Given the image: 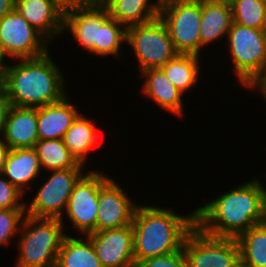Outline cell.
<instances>
[{"mask_svg":"<svg viewBox=\"0 0 266 267\" xmlns=\"http://www.w3.org/2000/svg\"><path fill=\"white\" fill-rule=\"evenodd\" d=\"M41 171L43 168L47 172L70 169L85 168L84 164L79 163L70 153L63 139L39 140L35 145Z\"/></svg>","mask_w":266,"mask_h":267,"instance_id":"obj_25","label":"cell"},{"mask_svg":"<svg viewBox=\"0 0 266 267\" xmlns=\"http://www.w3.org/2000/svg\"><path fill=\"white\" fill-rule=\"evenodd\" d=\"M84 237L66 234L55 267H102L90 237Z\"/></svg>","mask_w":266,"mask_h":267,"instance_id":"obj_23","label":"cell"},{"mask_svg":"<svg viewBox=\"0 0 266 267\" xmlns=\"http://www.w3.org/2000/svg\"><path fill=\"white\" fill-rule=\"evenodd\" d=\"M196 225V210L182 216L166 207L138 204L133 215L136 267L148 258L181 250Z\"/></svg>","mask_w":266,"mask_h":267,"instance_id":"obj_3","label":"cell"},{"mask_svg":"<svg viewBox=\"0 0 266 267\" xmlns=\"http://www.w3.org/2000/svg\"><path fill=\"white\" fill-rule=\"evenodd\" d=\"M0 59H5L4 56H3V53L1 51V49H0Z\"/></svg>","mask_w":266,"mask_h":267,"instance_id":"obj_40","label":"cell"},{"mask_svg":"<svg viewBox=\"0 0 266 267\" xmlns=\"http://www.w3.org/2000/svg\"><path fill=\"white\" fill-rule=\"evenodd\" d=\"M15 0H0V20L14 9Z\"/></svg>","mask_w":266,"mask_h":267,"instance_id":"obj_36","label":"cell"},{"mask_svg":"<svg viewBox=\"0 0 266 267\" xmlns=\"http://www.w3.org/2000/svg\"><path fill=\"white\" fill-rule=\"evenodd\" d=\"M110 17L100 0L64 11L63 32H71L78 45L95 56V45H100L101 25Z\"/></svg>","mask_w":266,"mask_h":267,"instance_id":"obj_12","label":"cell"},{"mask_svg":"<svg viewBox=\"0 0 266 267\" xmlns=\"http://www.w3.org/2000/svg\"><path fill=\"white\" fill-rule=\"evenodd\" d=\"M137 267H187L184 249L143 260Z\"/></svg>","mask_w":266,"mask_h":267,"instance_id":"obj_31","label":"cell"},{"mask_svg":"<svg viewBox=\"0 0 266 267\" xmlns=\"http://www.w3.org/2000/svg\"><path fill=\"white\" fill-rule=\"evenodd\" d=\"M49 54L5 64L4 92L12 106L38 108L68 95L63 72Z\"/></svg>","mask_w":266,"mask_h":267,"instance_id":"obj_2","label":"cell"},{"mask_svg":"<svg viewBox=\"0 0 266 267\" xmlns=\"http://www.w3.org/2000/svg\"><path fill=\"white\" fill-rule=\"evenodd\" d=\"M145 76L142 93L172 115L183 116V93L167 78L161 68H150L140 72Z\"/></svg>","mask_w":266,"mask_h":267,"instance_id":"obj_18","label":"cell"},{"mask_svg":"<svg viewBox=\"0 0 266 267\" xmlns=\"http://www.w3.org/2000/svg\"><path fill=\"white\" fill-rule=\"evenodd\" d=\"M199 57L193 54H178L161 67L167 78L183 94L187 93L189 89L191 90L198 82L201 74L199 62L202 63Z\"/></svg>","mask_w":266,"mask_h":267,"instance_id":"obj_24","label":"cell"},{"mask_svg":"<svg viewBox=\"0 0 266 267\" xmlns=\"http://www.w3.org/2000/svg\"><path fill=\"white\" fill-rule=\"evenodd\" d=\"M236 240L243 261L251 267H266V222L251 227Z\"/></svg>","mask_w":266,"mask_h":267,"instance_id":"obj_26","label":"cell"},{"mask_svg":"<svg viewBox=\"0 0 266 267\" xmlns=\"http://www.w3.org/2000/svg\"><path fill=\"white\" fill-rule=\"evenodd\" d=\"M232 267H251L248 263L239 258Z\"/></svg>","mask_w":266,"mask_h":267,"instance_id":"obj_39","label":"cell"},{"mask_svg":"<svg viewBox=\"0 0 266 267\" xmlns=\"http://www.w3.org/2000/svg\"><path fill=\"white\" fill-rule=\"evenodd\" d=\"M213 3H217V4H221V5H225L228 7H232L237 0H207Z\"/></svg>","mask_w":266,"mask_h":267,"instance_id":"obj_38","label":"cell"},{"mask_svg":"<svg viewBox=\"0 0 266 267\" xmlns=\"http://www.w3.org/2000/svg\"><path fill=\"white\" fill-rule=\"evenodd\" d=\"M37 108L10 106L3 138L10 149L35 147L38 137Z\"/></svg>","mask_w":266,"mask_h":267,"instance_id":"obj_17","label":"cell"},{"mask_svg":"<svg viewBox=\"0 0 266 267\" xmlns=\"http://www.w3.org/2000/svg\"><path fill=\"white\" fill-rule=\"evenodd\" d=\"M122 43L126 44V27L109 17L101 25L100 45H95V55L101 57L112 55L118 59L121 56Z\"/></svg>","mask_w":266,"mask_h":267,"instance_id":"obj_27","label":"cell"},{"mask_svg":"<svg viewBox=\"0 0 266 267\" xmlns=\"http://www.w3.org/2000/svg\"><path fill=\"white\" fill-rule=\"evenodd\" d=\"M108 9L110 17L126 28L150 22L159 17L161 0H100Z\"/></svg>","mask_w":266,"mask_h":267,"instance_id":"obj_20","label":"cell"},{"mask_svg":"<svg viewBox=\"0 0 266 267\" xmlns=\"http://www.w3.org/2000/svg\"><path fill=\"white\" fill-rule=\"evenodd\" d=\"M102 267H136L132 224L88 234Z\"/></svg>","mask_w":266,"mask_h":267,"instance_id":"obj_13","label":"cell"},{"mask_svg":"<svg viewBox=\"0 0 266 267\" xmlns=\"http://www.w3.org/2000/svg\"><path fill=\"white\" fill-rule=\"evenodd\" d=\"M231 8L234 23L266 30V4L260 0H237Z\"/></svg>","mask_w":266,"mask_h":267,"instance_id":"obj_28","label":"cell"},{"mask_svg":"<svg viewBox=\"0 0 266 267\" xmlns=\"http://www.w3.org/2000/svg\"><path fill=\"white\" fill-rule=\"evenodd\" d=\"M226 39L233 72L245 88L266 63V30L233 22Z\"/></svg>","mask_w":266,"mask_h":267,"instance_id":"obj_7","label":"cell"},{"mask_svg":"<svg viewBox=\"0 0 266 267\" xmlns=\"http://www.w3.org/2000/svg\"><path fill=\"white\" fill-rule=\"evenodd\" d=\"M25 215V209H0V246L10 244L20 232Z\"/></svg>","mask_w":266,"mask_h":267,"instance_id":"obj_29","label":"cell"},{"mask_svg":"<svg viewBox=\"0 0 266 267\" xmlns=\"http://www.w3.org/2000/svg\"><path fill=\"white\" fill-rule=\"evenodd\" d=\"M40 172L41 166L34 147L10 149L1 170L2 175L24 195L28 185L39 178Z\"/></svg>","mask_w":266,"mask_h":267,"instance_id":"obj_19","label":"cell"},{"mask_svg":"<svg viewBox=\"0 0 266 267\" xmlns=\"http://www.w3.org/2000/svg\"><path fill=\"white\" fill-rule=\"evenodd\" d=\"M9 151L10 147L4 141L3 135H0V172L3 169Z\"/></svg>","mask_w":266,"mask_h":267,"instance_id":"obj_35","label":"cell"},{"mask_svg":"<svg viewBox=\"0 0 266 267\" xmlns=\"http://www.w3.org/2000/svg\"><path fill=\"white\" fill-rule=\"evenodd\" d=\"M202 0H161L159 18L179 54L200 56Z\"/></svg>","mask_w":266,"mask_h":267,"instance_id":"obj_5","label":"cell"},{"mask_svg":"<svg viewBox=\"0 0 266 267\" xmlns=\"http://www.w3.org/2000/svg\"><path fill=\"white\" fill-rule=\"evenodd\" d=\"M109 178L102 171L91 169L79 179L68 199L65 214L83 236L96 232L99 188Z\"/></svg>","mask_w":266,"mask_h":267,"instance_id":"obj_11","label":"cell"},{"mask_svg":"<svg viewBox=\"0 0 266 267\" xmlns=\"http://www.w3.org/2000/svg\"><path fill=\"white\" fill-rule=\"evenodd\" d=\"M63 11L84 6L91 0H53Z\"/></svg>","mask_w":266,"mask_h":267,"instance_id":"obj_34","label":"cell"},{"mask_svg":"<svg viewBox=\"0 0 266 267\" xmlns=\"http://www.w3.org/2000/svg\"><path fill=\"white\" fill-rule=\"evenodd\" d=\"M8 61L0 59V92L4 90V67Z\"/></svg>","mask_w":266,"mask_h":267,"instance_id":"obj_37","label":"cell"},{"mask_svg":"<svg viewBox=\"0 0 266 267\" xmlns=\"http://www.w3.org/2000/svg\"><path fill=\"white\" fill-rule=\"evenodd\" d=\"M11 104L9 99L7 98L6 93L3 91L0 92V135H3L6 117L8 114V110Z\"/></svg>","mask_w":266,"mask_h":267,"instance_id":"obj_33","label":"cell"},{"mask_svg":"<svg viewBox=\"0 0 266 267\" xmlns=\"http://www.w3.org/2000/svg\"><path fill=\"white\" fill-rule=\"evenodd\" d=\"M48 43L15 8L0 20V49L7 61L41 57L50 51Z\"/></svg>","mask_w":266,"mask_h":267,"instance_id":"obj_9","label":"cell"},{"mask_svg":"<svg viewBox=\"0 0 266 267\" xmlns=\"http://www.w3.org/2000/svg\"><path fill=\"white\" fill-rule=\"evenodd\" d=\"M23 198L24 194L0 172V209H25Z\"/></svg>","mask_w":266,"mask_h":267,"instance_id":"obj_30","label":"cell"},{"mask_svg":"<svg viewBox=\"0 0 266 267\" xmlns=\"http://www.w3.org/2000/svg\"><path fill=\"white\" fill-rule=\"evenodd\" d=\"M80 114L76 105L64 96L60 101L37 108L39 140L63 139Z\"/></svg>","mask_w":266,"mask_h":267,"instance_id":"obj_16","label":"cell"},{"mask_svg":"<svg viewBox=\"0 0 266 267\" xmlns=\"http://www.w3.org/2000/svg\"><path fill=\"white\" fill-rule=\"evenodd\" d=\"M84 170V171H83ZM85 168H70L51 171L45 183L36 190V195L25 201L26 214L38 218L60 219L63 223V216L67 207L68 199L76 183L85 174Z\"/></svg>","mask_w":266,"mask_h":267,"instance_id":"obj_8","label":"cell"},{"mask_svg":"<svg viewBox=\"0 0 266 267\" xmlns=\"http://www.w3.org/2000/svg\"><path fill=\"white\" fill-rule=\"evenodd\" d=\"M126 43L133 49L141 72L150 68H161L179 54L159 17L144 24L127 27Z\"/></svg>","mask_w":266,"mask_h":267,"instance_id":"obj_6","label":"cell"},{"mask_svg":"<svg viewBox=\"0 0 266 267\" xmlns=\"http://www.w3.org/2000/svg\"><path fill=\"white\" fill-rule=\"evenodd\" d=\"M65 224L60 219L25 215L18 243L16 267H55ZM64 228V229H63Z\"/></svg>","mask_w":266,"mask_h":267,"instance_id":"obj_4","label":"cell"},{"mask_svg":"<svg viewBox=\"0 0 266 267\" xmlns=\"http://www.w3.org/2000/svg\"><path fill=\"white\" fill-rule=\"evenodd\" d=\"M261 2H263L264 4H266V0H260Z\"/></svg>","mask_w":266,"mask_h":267,"instance_id":"obj_41","label":"cell"},{"mask_svg":"<svg viewBox=\"0 0 266 267\" xmlns=\"http://www.w3.org/2000/svg\"><path fill=\"white\" fill-rule=\"evenodd\" d=\"M86 117L80 113L63 138L70 153L79 163L84 165L88 161V155L90 152L92 153L94 146L96 147L99 140V133L96 130L95 122Z\"/></svg>","mask_w":266,"mask_h":267,"instance_id":"obj_22","label":"cell"},{"mask_svg":"<svg viewBox=\"0 0 266 267\" xmlns=\"http://www.w3.org/2000/svg\"><path fill=\"white\" fill-rule=\"evenodd\" d=\"M111 177L99 188L96 232L132 224L137 203Z\"/></svg>","mask_w":266,"mask_h":267,"instance_id":"obj_14","label":"cell"},{"mask_svg":"<svg viewBox=\"0 0 266 267\" xmlns=\"http://www.w3.org/2000/svg\"><path fill=\"white\" fill-rule=\"evenodd\" d=\"M245 87L249 90L257 88L256 91L259 90L261 96L265 99L264 101H266V63Z\"/></svg>","mask_w":266,"mask_h":267,"instance_id":"obj_32","label":"cell"},{"mask_svg":"<svg viewBox=\"0 0 266 267\" xmlns=\"http://www.w3.org/2000/svg\"><path fill=\"white\" fill-rule=\"evenodd\" d=\"M259 180L255 177L196 208V225L213 236L237 238L266 222V189Z\"/></svg>","mask_w":266,"mask_h":267,"instance_id":"obj_1","label":"cell"},{"mask_svg":"<svg viewBox=\"0 0 266 267\" xmlns=\"http://www.w3.org/2000/svg\"><path fill=\"white\" fill-rule=\"evenodd\" d=\"M233 23L232 8L202 0V16L200 24V53L203 47L227 38Z\"/></svg>","mask_w":266,"mask_h":267,"instance_id":"obj_21","label":"cell"},{"mask_svg":"<svg viewBox=\"0 0 266 267\" xmlns=\"http://www.w3.org/2000/svg\"><path fill=\"white\" fill-rule=\"evenodd\" d=\"M187 267H232L240 258L236 238L217 237L195 225L184 245Z\"/></svg>","mask_w":266,"mask_h":267,"instance_id":"obj_10","label":"cell"},{"mask_svg":"<svg viewBox=\"0 0 266 267\" xmlns=\"http://www.w3.org/2000/svg\"><path fill=\"white\" fill-rule=\"evenodd\" d=\"M14 8L50 43L64 33V11L53 0H15Z\"/></svg>","mask_w":266,"mask_h":267,"instance_id":"obj_15","label":"cell"}]
</instances>
